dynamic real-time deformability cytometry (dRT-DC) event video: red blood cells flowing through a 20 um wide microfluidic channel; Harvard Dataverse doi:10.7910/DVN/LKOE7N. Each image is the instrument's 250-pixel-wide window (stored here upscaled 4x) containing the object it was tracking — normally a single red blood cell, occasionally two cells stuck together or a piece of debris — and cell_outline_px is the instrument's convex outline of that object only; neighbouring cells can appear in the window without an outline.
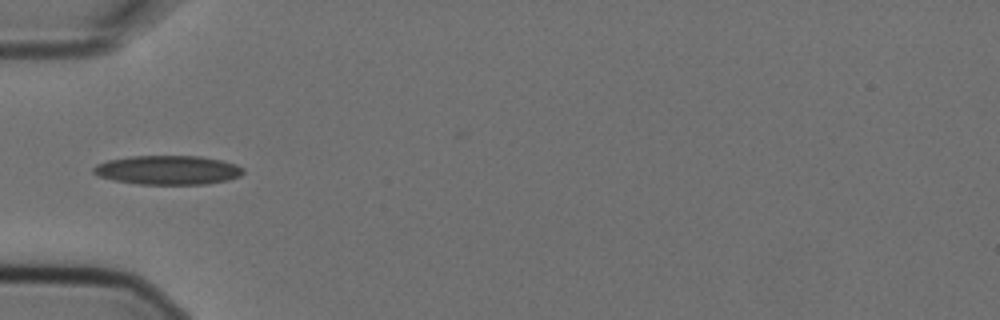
{"species": "Egyptian fruit bat (a non-hibernating species)", "species_latin": "Rousettus aegyptiacus", "temperature_condition": "cold", "stored_images_in_passage": 8, "camera_frame_rate_fps": 3000, "um_per_image_px": 0.085, "animal": {"sex": "female"}, "frame": {"image": 1, "passage_image": 6, "time_ms": 1.667, "image_size_px": [1000, 320], "cell_outline_px": [[244, 172], [240, 176], [228, 180], [208, 184], [140, 184], [112, 180], [96, 176], [92, 172], [92, 168], [96, 164], [108, 160], [132, 156], [200, 156], [220, 160], [236, 164], [244, 168]], "centroid_in_image_um": [14.25, 14.46], "position_along_channel_um": 70.8, "area_um2": 25.55}}
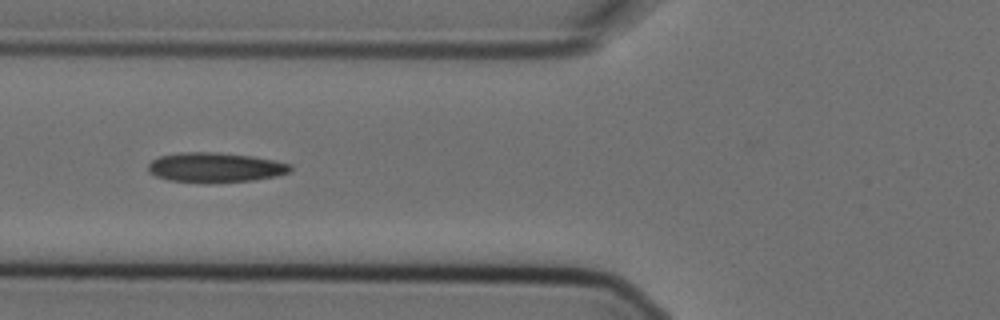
{"frame": {"image": 2, "passage_image": 7, "time_ms": 2.0, "image_size_px": [1000, 320], "cell_outline_px": [[292, 168], [288, 172], [276, 176], [252, 180], [204, 184], [168, 180], [156, 176], [148, 172], [148, 164], [152, 160], [160, 156], [180, 152], [216, 152], [252, 156], [292, 164]], "centroid_in_image_um": [18.26, 14.24], "position_along_channel_um": 107.5, "area_um2": 24.91}}
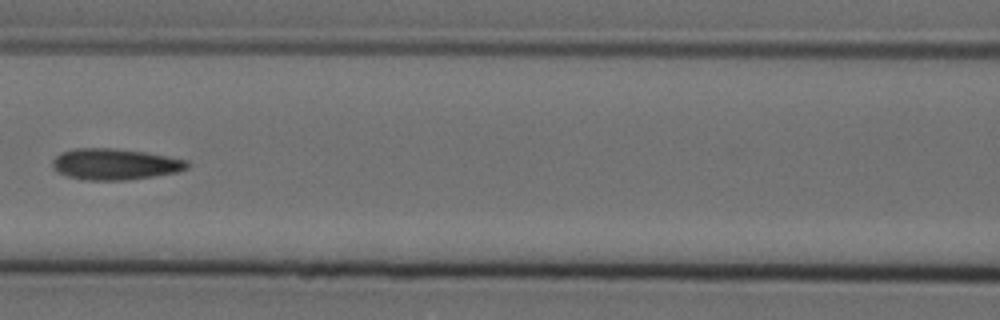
{"frame": {"image": 3, "passage_image": 8, "time_ms": 2.333, "image_size_px": [1000, 320], "cell_outline_px": [[188, 168], [176, 172], [152, 176], [124, 180], [84, 180], [68, 176], [52, 168], [52, 160], [60, 152], [72, 148], [112, 148], [144, 152], [188, 160]], "centroid_in_image_um": [9.73, 13.94], "position_along_channel_um": 156.9, "area_um2": 24.33}}